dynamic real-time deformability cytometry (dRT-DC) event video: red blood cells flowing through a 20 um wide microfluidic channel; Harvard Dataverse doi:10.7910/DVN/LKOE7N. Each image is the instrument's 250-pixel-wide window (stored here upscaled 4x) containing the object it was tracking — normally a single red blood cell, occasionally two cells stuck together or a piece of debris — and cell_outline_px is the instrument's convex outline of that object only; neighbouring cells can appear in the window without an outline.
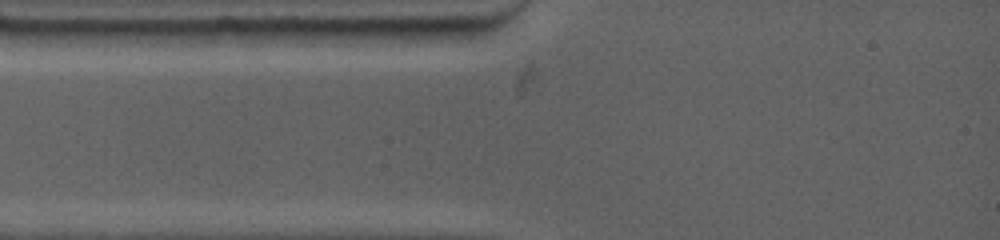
{"species": "common noctule bat (a hibernating species)", "species_latin": "Nyctalus noctula", "temperature_condition": "warm", "stored_images_in_passage": 2, "segment_of_instrument_passage": [1, 2], "camera_frame_rate_fps": 4500, "um_per_image_px": 0.085, "animal": {"sex": "female", "body_mass_g": 19.0, "forearm_length_mm": 53.3}, "frame": {"image": 1, "passage_image": 1, "time_ms": 0.0, "image_size_px": [1000, 240], "cell_outline_px": [[272, 44], [212, 48], [180, 44], [124, 32], [124, 28], [264, 28]], "centroid_in_image_um": [17.55, 3.08], "position_along_channel_um": 67.4, "area_um2": 15.55}}